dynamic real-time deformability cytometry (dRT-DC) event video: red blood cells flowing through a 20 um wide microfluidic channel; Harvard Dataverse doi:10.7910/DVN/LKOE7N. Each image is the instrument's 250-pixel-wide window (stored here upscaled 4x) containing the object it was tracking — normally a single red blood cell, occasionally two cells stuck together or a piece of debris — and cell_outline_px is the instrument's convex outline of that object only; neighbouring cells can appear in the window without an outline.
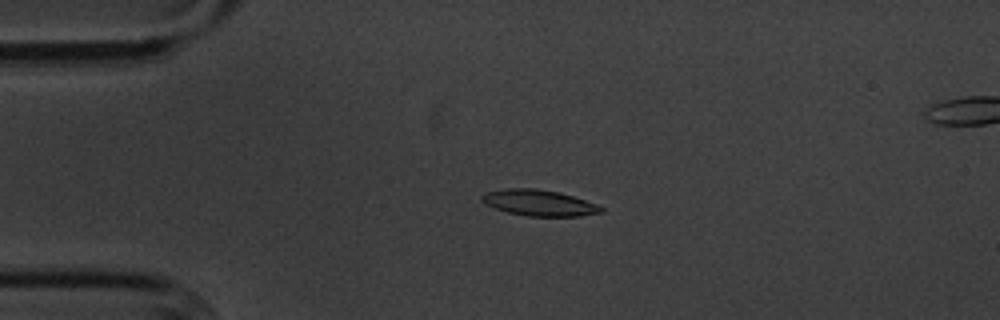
{"species": "common noctule bat (a hibernating species)", "species_latin": "Nyctalus noctula", "temperature_condition": "cold", "stored_images_in_passage": 57, "segment_of_instrument_passage": [1, 2], "camera_frame_rate_fps": 3000, "um_per_image_px": 0.085, "animal": {"sex": "male", "body_mass_g": 20.1, "forearm_length_mm": 53.5}, "frame": {"image": 1, "passage_image": 12, "time_ms": 3.667, "image_size_px": [1000, 320], "cell_outline_px": [[604, 212], [580, 216], [528, 216], [508, 212], [484, 204], [480, 200], [480, 196], [488, 192], [508, 188], [532, 188], [560, 192], [596, 204], [604, 208]], "centroid_in_image_um": [45.82, 17.24], "position_along_channel_um": 39.2, "area_um2": 17.98}}
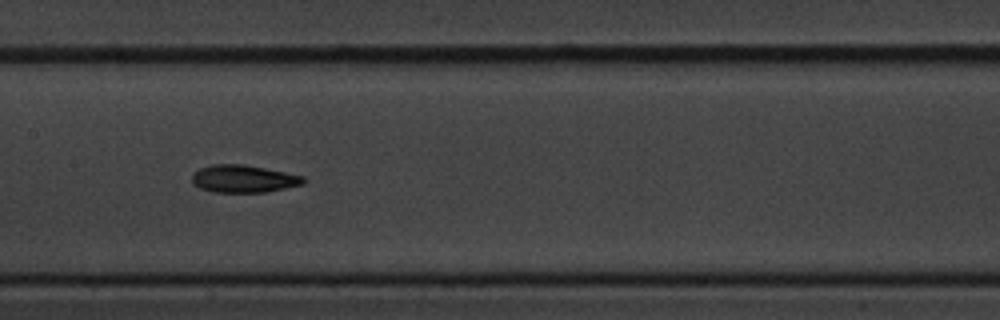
{"frame": {"image": 2, "passage_image": 27, "time_ms": 8.667, "image_size_px": [1000, 320], "cell_outline_px": [[308, 180], [304, 184], [264, 192], [216, 192], [200, 188], [192, 180], [192, 172], [200, 168], [212, 164], [244, 164], [304, 176]], "centroid_in_image_um": [20.72, 15.19], "position_along_channel_um": 186.7, "area_um2": 17.8}}
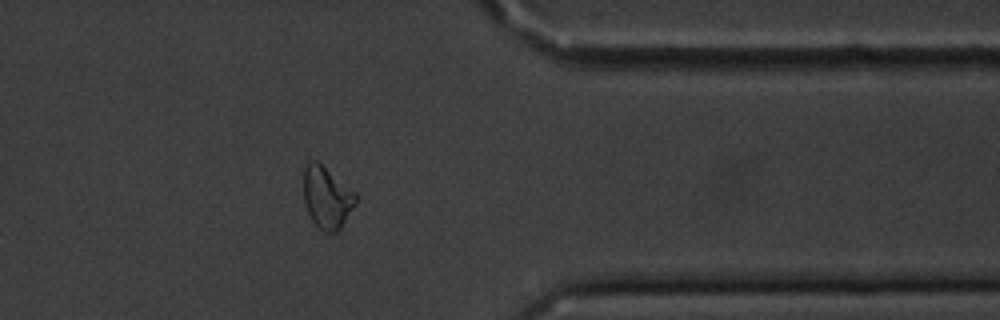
{"frame": {"image": 3, "passage_image": 45, "time_ms": 14.667, "image_size_px": [1000, 320], "cell_outline_px": [[356, 204], [340, 228], [336, 232], [324, 232], [312, 220], [308, 212], [304, 200], [304, 168], [308, 160], [316, 160], [356, 192]], "centroid_in_image_um": [27.78, 16.77], "position_along_channel_um": 383.6, "area_um2": 18.67}}